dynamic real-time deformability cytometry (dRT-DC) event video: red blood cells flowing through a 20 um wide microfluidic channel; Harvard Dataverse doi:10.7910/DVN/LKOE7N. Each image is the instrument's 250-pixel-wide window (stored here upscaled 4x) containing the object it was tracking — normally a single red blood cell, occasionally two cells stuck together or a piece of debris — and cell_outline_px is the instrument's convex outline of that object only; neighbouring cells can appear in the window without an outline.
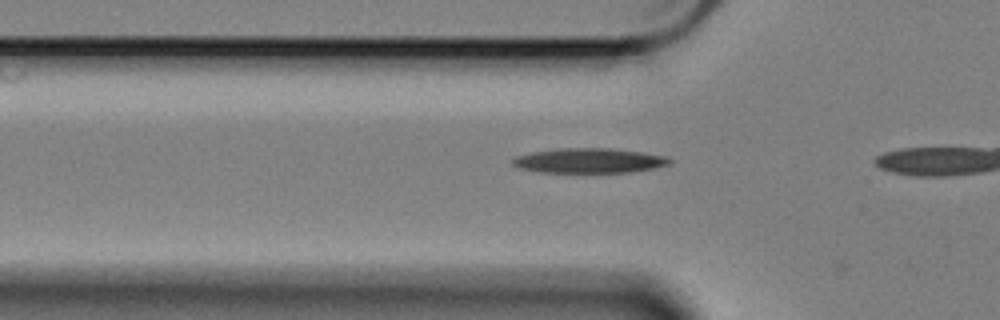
{"species": "Egyptian fruit bat (a non-hibernating species)", "species_latin": "Rousettus aegyptiacus", "temperature_condition": "cold", "stored_images_in_passage": 10, "camera_frame_rate_fps": 3000, "um_per_image_px": 0.085, "animal": {"sex": "female"}, "frame": {"image": 1, "passage_image": 7, "time_ms": 2.0, "image_size_px": [1000, 320], "cell_outline_px": [[672, 160], [668, 164], [652, 168], [628, 172], [540, 172], [520, 168], [512, 164], [512, 160], [516, 156], [532, 152], [560, 148], [608, 148], [640, 152], [664, 156]], "centroid_in_image_um": [50.03, 13.65], "position_along_channel_um": 75.8, "area_um2": 22.31}}